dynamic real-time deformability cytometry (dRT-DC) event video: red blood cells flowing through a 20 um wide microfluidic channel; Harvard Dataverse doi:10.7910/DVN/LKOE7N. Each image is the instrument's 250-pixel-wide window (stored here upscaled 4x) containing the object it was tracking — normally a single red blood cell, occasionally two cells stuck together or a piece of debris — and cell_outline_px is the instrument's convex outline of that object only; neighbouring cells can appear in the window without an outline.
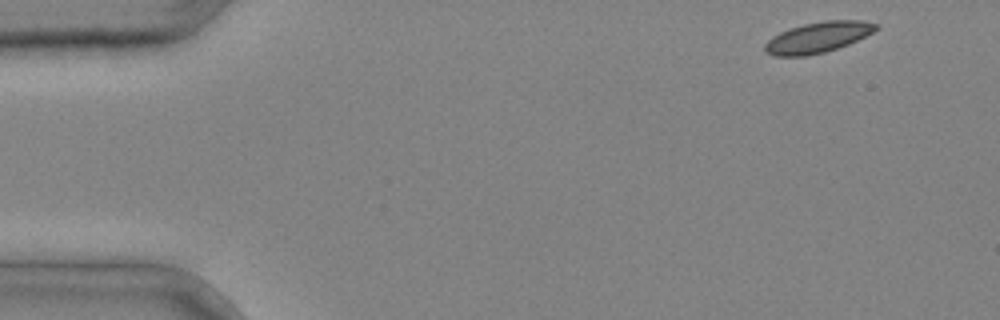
{"species": "common noctule bat (a hibernating species)", "species_latin": "Nyctalus noctula", "temperature_condition": "cold", "stored_images_in_passage": 3, "camera_frame_rate_fps": 3000, "um_per_image_px": 0.085, "animal": {"sex": "male", "body_mass_g": 20.4}, "frame": {"image": 1, "passage_image": 1, "time_ms": 0.0, "image_size_px": [1000, 320], "cell_outline_px": [[880, 28], [848, 44], [824, 52], [804, 56], [776, 56], [764, 52], [764, 44], [772, 36], [780, 32], [804, 24], [824, 20], [860, 20], [880, 24]], "centroid_in_image_um": [69.51, 3.17], "position_along_channel_um": 15.5, "area_um2": 19.77}}